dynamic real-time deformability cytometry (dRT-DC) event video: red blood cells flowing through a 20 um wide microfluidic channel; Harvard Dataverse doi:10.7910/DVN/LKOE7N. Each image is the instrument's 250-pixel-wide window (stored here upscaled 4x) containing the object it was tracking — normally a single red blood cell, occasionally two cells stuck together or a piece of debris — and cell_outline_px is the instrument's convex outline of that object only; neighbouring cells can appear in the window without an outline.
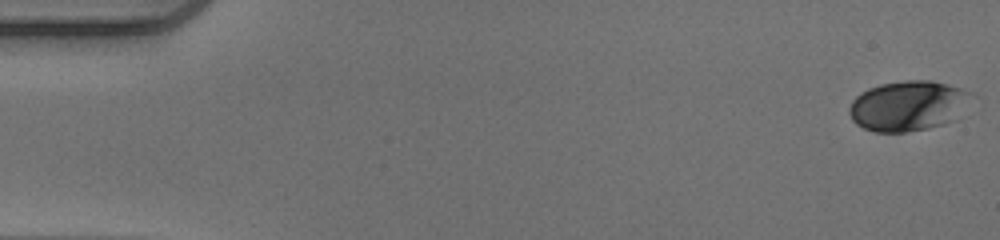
{"species": "human", "species_latin": "Homo sapiens", "temperature_condition": "warm", "stored_images_in_passage": 52, "camera_frame_rate_fps": 3000, "um_per_image_px": 0.085, "donor": {"sex": "male"}, "frame": {"image": 1, "passage_image": 1, "time_ms": 0.0, "image_size_px": [1000, 240], "cell_outline_px": [[968, 92], [956, 120], [944, 124], [928, 128], [908, 132], [872, 132], [856, 124], [852, 120], [848, 112], [848, 108], [852, 100], [860, 92], [868, 88], [880, 84], [904, 80], [932, 80], [948, 84], [960, 88]], "centroid_in_image_um": [77.07, 9.0], "position_along_channel_um": 7.9, "area_um2": 35.37}}
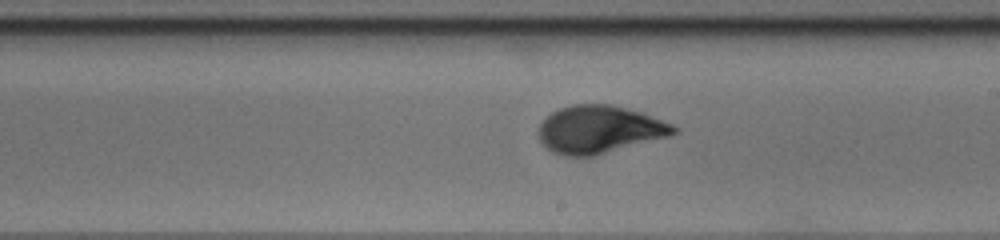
{"frame": {"image": 2, "passage_image": 30, "time_ms": 9.667, "image_size_px": [1000, 240], "cell_outline_px": [[680, 132], [668, 136], [596, 156], [564, 156], [552, 152], [544, 148], [536, 132], [540, 120], [552, 112], [560, 108], [572, 104], [608, 104], [644, 112], [672, 124], [680, 128]], "centroid_in_image_um": [50.92, 11.01], "position_along_channel_um": 238.1, "area_um2": 38.21}}
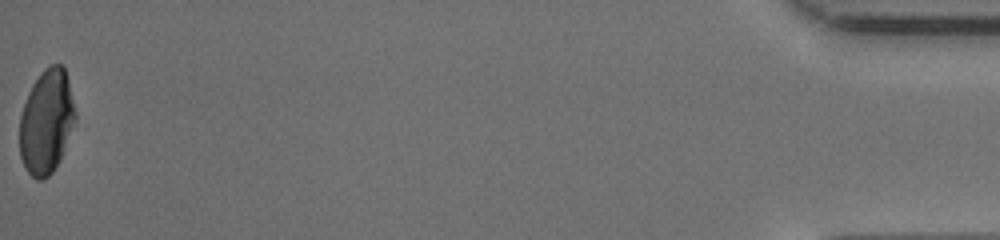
{"frame": {"image": 3, "passage_image": 52, "time_ms": 17.0, "image_size_px": [1000, 240], "cell_outline_px": [[76, 120], [60, 160], [52, 172], [48, 176], [40, 180], [36, 180], [28, 172], [20, 156], [20, 116], [28, 92], [32, 84], [40, 72], [44, 68], [52, 64], [60, 64], [64, 68], [68, 80], [76, 112]], "centroid_in_image_um": [3.95, 10.33], "position_along_channel_um": 431.2, "area_um2": 33.76}, "authors_computed_cell_mechanics": {"area_um2": 36.3562, "velocity_mm_per_s": 3.9772, "shape_relaxation_time_tau1_ms": 4.1848, "shape_relaxation_time_tau2_ms": null, "deformation_change_tau1": 0.184, "deformation_change_tau2": null}}